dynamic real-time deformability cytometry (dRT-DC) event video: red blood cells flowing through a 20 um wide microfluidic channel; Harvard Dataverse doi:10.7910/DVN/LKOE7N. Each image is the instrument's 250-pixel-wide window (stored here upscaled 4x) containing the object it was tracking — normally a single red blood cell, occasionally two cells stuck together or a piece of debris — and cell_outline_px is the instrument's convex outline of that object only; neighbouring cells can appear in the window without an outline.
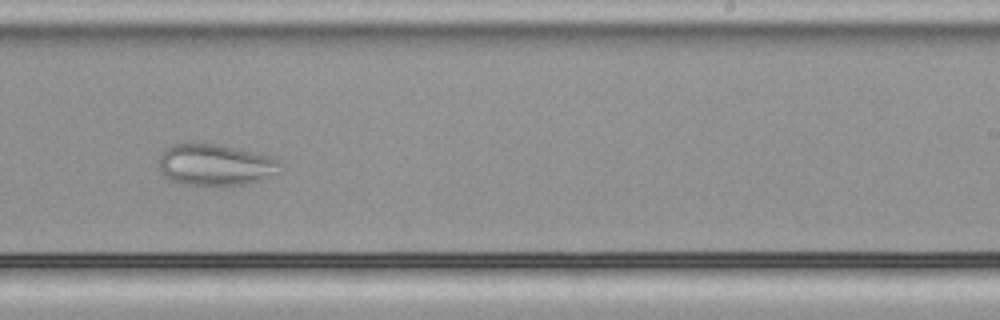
{"species": "common noctule bat (a hibernating species)", "species_latin": "Nyctalus noctula", "temperature_condition": "cold", "stored_images_in_passage": 38, "camera_frame_rate_fps": 3000, "um_per_image_px": 0.085, "animal": {"sex": "male", "body_mass_g": 21.5, "forearm_length_mm": 52.0}, "frame": {"image": 1, "passage_image": 17, "time_ms": 5.333, "image_size_px": [1000, 320], "cell_outline_px": [[280, 164], [276, 172], [260, 180], [244, 184], [184, 184], [168, 180], [160, 172], [160, 156], [172, 144], [200, 140], [276, 156], [280, 160]], "centroid_in_image_um": [18.28, 13.95], "position_along_channel_um": 270.7, "area_um2": 29.65}}